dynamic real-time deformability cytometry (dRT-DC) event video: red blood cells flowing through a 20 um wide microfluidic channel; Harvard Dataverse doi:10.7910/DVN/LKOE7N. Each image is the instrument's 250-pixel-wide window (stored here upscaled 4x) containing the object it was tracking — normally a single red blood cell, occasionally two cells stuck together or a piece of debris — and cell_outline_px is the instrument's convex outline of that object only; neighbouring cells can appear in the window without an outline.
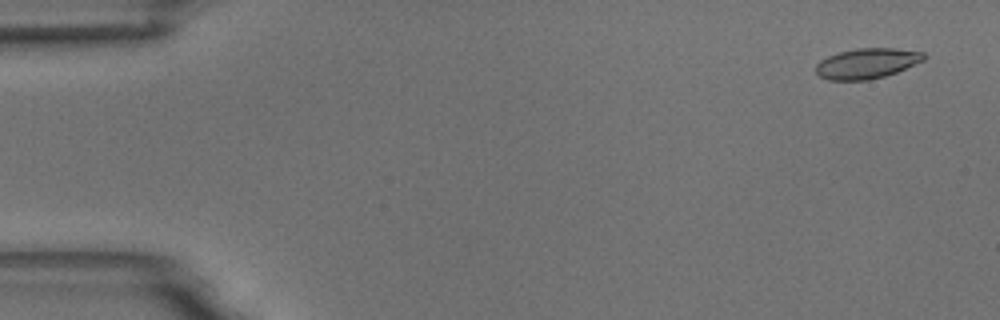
{"species": "common noctule bat (a hibernating species)", "species_latin": "Nyctalus noctula", "temperature_condition": "room temperature", "stored_images_in_passage": 9, "camera_frame_rate_fps": 3000, "um_per_image_px": 0.085, "animal": {"sex": "male", "body_mass_g": 18.8}, "frame": {"image": 1, "passage_image": 1, "time_ms": 0.0, "image_size_px": [1000, 320], "cell_outline_px": [[924, 60], [896, 72], [884, 76], [868, 80], [828, 80], [820, 76], [816, 72], [816, 64], [820, 60], [828, 56], [840, 52], [856, 48], [896, 48], [924, 52]], "centroid_in_image_um": [73.67, 5.38], "position_along_channel_um": 11.3, "area_um2": 18.96}}
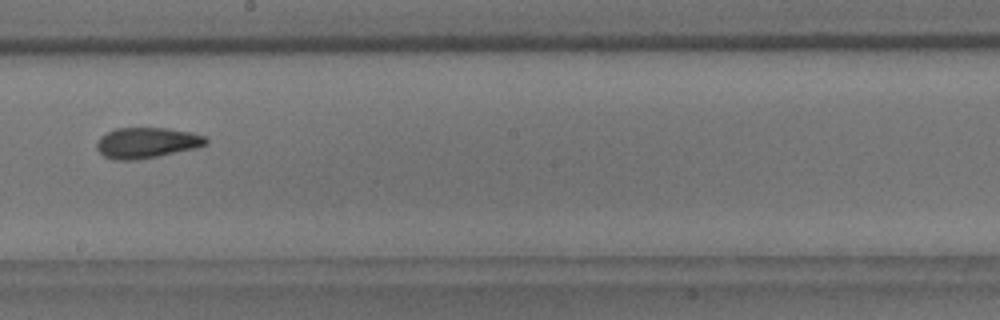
{"frame": {"image": 2, "passage_image": 9, "time_ms": 9.333, "image_size_px": [1000, 320], "cell_outline_px": [[208, 144], [196, 148], [140, 160], [112, 160], [104, 156], [96, 148], [96, 144], [100, 136], [116, 128], [168, 128], [192, 132], [204, 136], [208, 140]], "centroid_in_image_um": [12.47, 12.14], "position_along_channel_um": 235.7, "area_um2": 19.71}}